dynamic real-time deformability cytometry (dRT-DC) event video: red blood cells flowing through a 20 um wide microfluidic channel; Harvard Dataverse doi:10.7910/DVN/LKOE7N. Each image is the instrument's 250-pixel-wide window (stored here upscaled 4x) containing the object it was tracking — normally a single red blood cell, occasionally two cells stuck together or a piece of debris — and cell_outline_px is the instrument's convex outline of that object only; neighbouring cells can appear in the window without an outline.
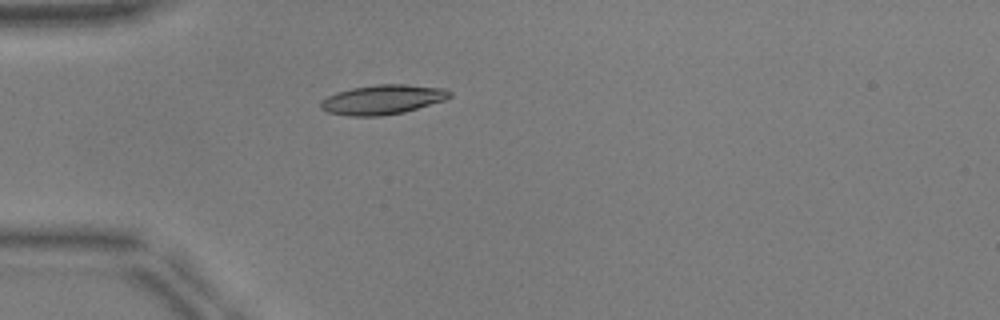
{"species": "common noctule bat (a hibernating species)", "species_latin": "Nyctalus noctula", "temperature_condition": "warm", "stored_images_in_passage": 37, "camera_frame_rate_fps": 3000, "um_per_image_px": 0.085, "animal": {"sex": "male", "body_mass_g": 17.9, "forearm_length_mm": 54.2}, "frame": {"image": 1, "passage_image": 1, "time_ms": 0.0, "image_size_px": [1000, 320], "cell_outline_px": [[452, 96], [444, 100], [404, 112], [380, 116], [352, 116], [328, 112], [320, 108], [320, 104], [328, 96], [336, 92], [352, 88], [376, 84], [404, 84], [444, 88], [452, 92]], "centroid_in_image_um": [32.54, 8.46], "position_along_channel_um": 52.5, "area_um2": 22.08}}
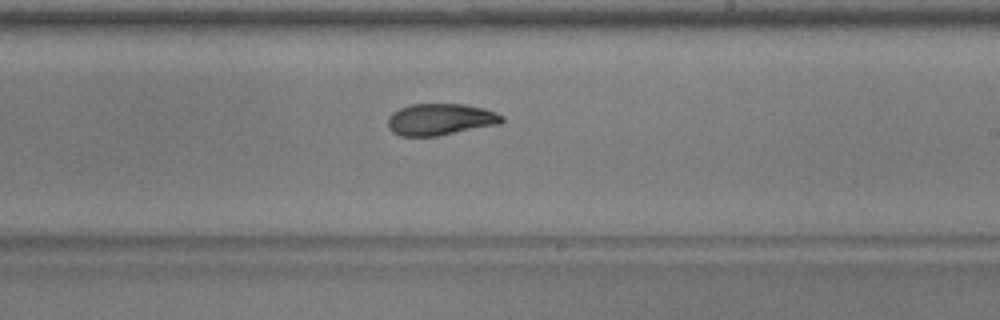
{"frame": {"image": 2, "passage_image": 17, "time_ms": 5.333, "image_size_px": [1000, 320], "cell_outline_px": [[504, 120], [500, 124], [436, 136], [400, 136], [392, 132], [388, 128], [388, 116], [392, 112], [400, 108], [412, 104], [464, 104], [484, 108], [504, 116]], "centroid_in_image_um": [37.41, 10.15], "position_along_channel_um": 251.6, "area_um2": 21.1}}
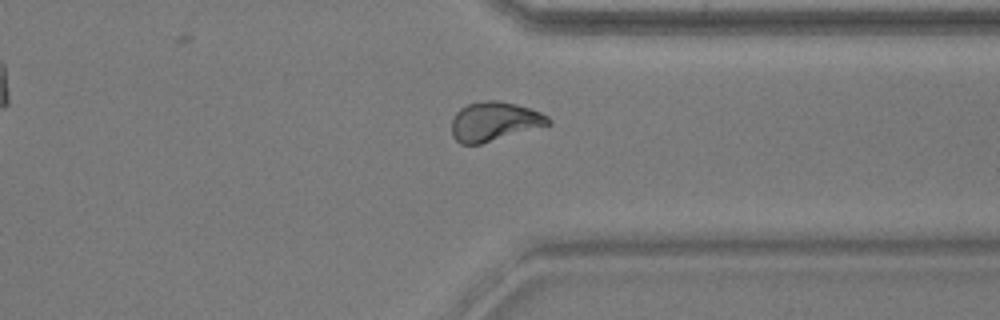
{"frame": {"image": 3, "passage_image": 26, "time_ms": 8.333, "image_size_px": [1000, 320], "cell_outline_px": [[552, 124], [480, 144], [460, 144], [452, 136], [452, 120], [456, 112], [460, 108], [468, 104], [484, 100], [496, 100], [516, 104], [540, 112], [548, 116], [552, 120]], "centroid_in_image_um": [42.02, 10.32], "position_along_channel_um": 369.4, "area_um2": 22.02}, "authors_computed_cell_mechanics": {"area_um2": 21.2704, "velocity_mm_per_s": 3.939, "shape_relaxation_time_tau1_ms": 8.4624, "shape_relaxation_time_tau2_ms": 1.4769, "deformation_change_tau1": 0.2563, "deformation_change_tau2": 0.0673}}